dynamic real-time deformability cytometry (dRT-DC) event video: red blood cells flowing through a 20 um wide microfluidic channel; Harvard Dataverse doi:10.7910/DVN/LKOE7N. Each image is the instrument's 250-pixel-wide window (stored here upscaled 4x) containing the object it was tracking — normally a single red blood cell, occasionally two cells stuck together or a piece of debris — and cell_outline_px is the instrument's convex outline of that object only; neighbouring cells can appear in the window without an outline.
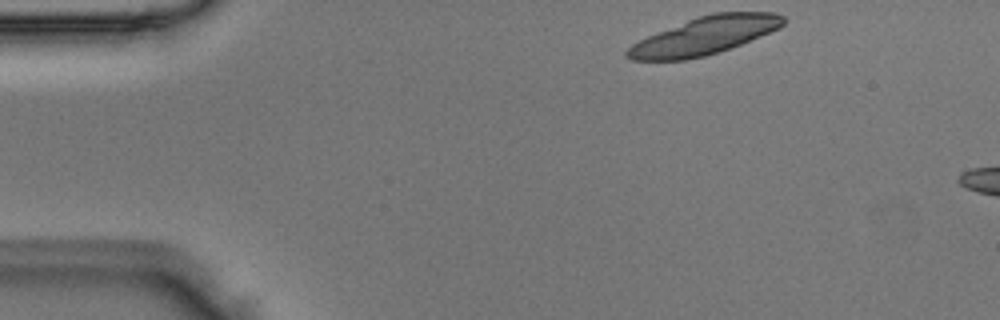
{"species": "Egyptian fruit bat (a non-hibernating species)", "species_latin": "Rousettus aegyptiacus", "temperature_condition": "room temperature", "stored_images_in_passage": 6, "camera_frame_rate_fps": 3000, "um_per_image_px": 0.085, "animal": {"sex": "male"}, "frame": {"image": 1, "passage_image": 1, "time_ms": 0.0, "image_size_px": [1000, 320], "cell_outline_px": [[788, 20], [780, 28], [740, 44], [704, 56], [684, 60], [632, 60], [624, 56], [624, 52], [632, 44], [648, 36], [696, 16], [712, 12], [776, 12], [784, 16]], "centroid_in_image_um": [59.9, 3.02], "position_along_channel_um": 25.1, "area_um2": 34.16}}